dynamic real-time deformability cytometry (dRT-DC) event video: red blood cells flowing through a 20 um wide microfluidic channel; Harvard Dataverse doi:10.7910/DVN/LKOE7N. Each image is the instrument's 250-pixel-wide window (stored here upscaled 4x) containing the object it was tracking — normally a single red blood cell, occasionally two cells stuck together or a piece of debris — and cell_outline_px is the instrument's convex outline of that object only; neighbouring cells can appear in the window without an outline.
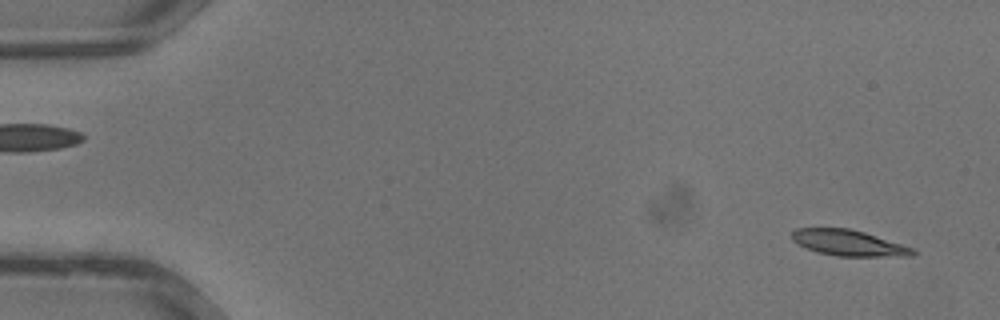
{"species": "common noctule bat (a hibernating species)", "species_latin": "Nyctalus noctula", "temperature_condition": "warm", "stored_images_in_passage": 34, "camera_frame_rate_fps": 3000, "um_per_image_px": 0.085, "animal": {"sex": "male", "body_mass_g": 13.3}, "frame": {"image": 1, "passage_image": 1, "time_ms": 0.0, "image_size_px": [1000, 320], "cell_outline_px": [[916, 252], [912, 256], [836, 256], [816, 252], [792, 240], [792, 232], [796, 228], [848, 228], [864, 232], [916, 248]], "centroid_in_image_um": [72.17, 20.65], "position_along_channel_um": 12.8, "area_um2": 18.21}}
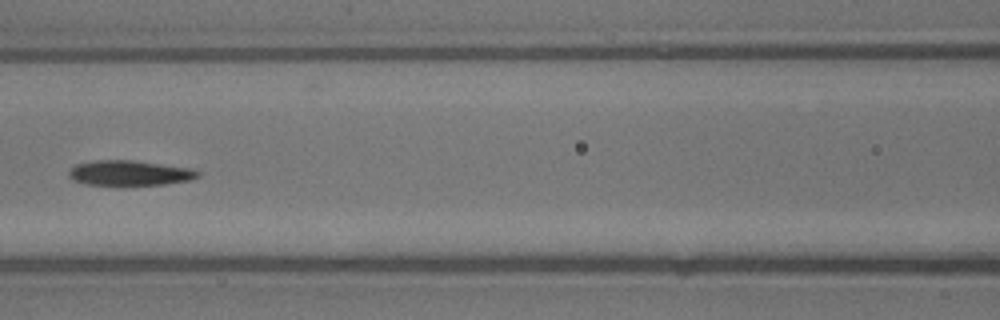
{"frame": {"image": 2, "passage_image": 15, "time_ms": 4.667, "image_size_px": [1000, 320], "cell_outline_px": [[200, 176], [188, 180], [164, 184], [124, 188], [84, 184], [72, 180], [68, 176], [68, 172], [76, 164], [96, 160], [132, 160], [192, 168], [200, 172]], "centroid_in_image_um": [10.98, 14.75], "position_along_channel_um": 155.6, "area_um2": 19.77}}
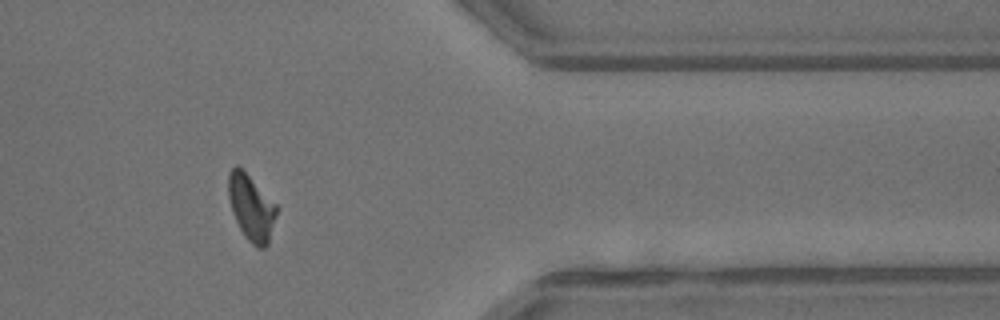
{"frame": {"image": 3, "passage_image": 28, "time_ms": 9.0, "image_size_px": [1000, 320], "cell_outline_px": [[276, 216], [268, 244], [264, 248], [256, 248], [244, 236], [232, 212], [228, 196], [228, 172], [236, 164], [276, 204]], "centroid_in_image_um": [21.34, 17.67], "position_along_channel_um": 390.1, "area_um2": 18.15}}